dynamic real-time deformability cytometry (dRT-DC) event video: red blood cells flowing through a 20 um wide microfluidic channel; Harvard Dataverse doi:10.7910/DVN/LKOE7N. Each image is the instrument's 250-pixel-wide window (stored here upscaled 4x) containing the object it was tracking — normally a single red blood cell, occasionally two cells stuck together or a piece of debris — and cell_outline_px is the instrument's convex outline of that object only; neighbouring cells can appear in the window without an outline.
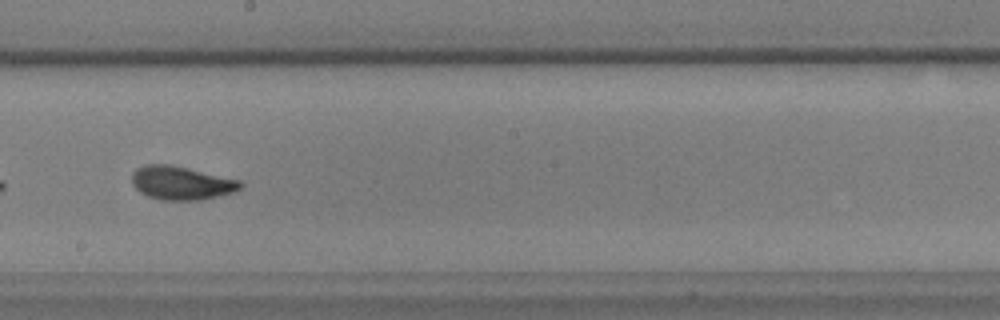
{"species": "common noctule bat (a hibernating species)", "species_latin": "Nyctalus noctula", "temperature_condition": "warm", "stored_images_in_passage": 45, "camera_frame_rate_fps": 3000, "um_per_image_px": 0.085, "animal": {"sex": "male", "body_mass_g": 17.9, "forearm_length_mm": 54.2}, "frame": {"image": 1, "passage_image": 24, "time_ms": 7.667, "image_size_px": [1000, 320], "cell_outline_px": [[244, 184], [236, 192], [200, 200], [160, 200], [148, 196], [140, 192], [132, 184], [132, 172], [136, 168], [144, 164], [172, 164], [240, 180]], "centroid_in_image_um": [15.41, 15.54], "position_along_channel_um": 232.8, "area_um2": 21.44}, "authors_computed_cell_mechanics": {"area_um2": 20.808, "velocity_mm_per_s": 3.5233, "shape_relaxation_time_tau1_ms": 2.9606, "shape_relaxation_time_tau2_ms": 1.2607, "deformation_change_tau1": 0.1588, "deformation_change_tau2": 0.0813}}